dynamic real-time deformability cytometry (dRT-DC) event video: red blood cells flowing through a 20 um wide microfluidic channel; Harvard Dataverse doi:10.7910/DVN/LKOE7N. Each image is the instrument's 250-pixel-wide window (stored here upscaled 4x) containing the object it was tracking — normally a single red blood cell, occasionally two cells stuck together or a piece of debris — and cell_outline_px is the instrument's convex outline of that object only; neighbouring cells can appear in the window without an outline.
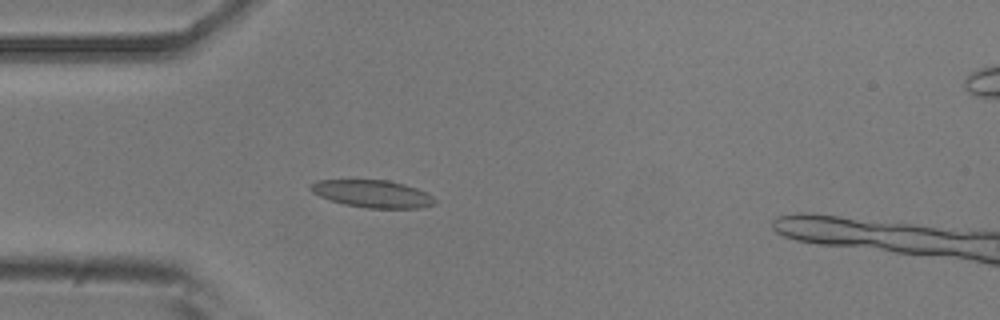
{"species": "common noctule bat (a hibernating species)", "species_latin": "Nyctalus noctula", "temperature_condition": "room temperature", "stored_images_in_passage": 4, "camera_frame_rate_fps": 3000, "um_per_image_px": 0.085, "animal": {"sex": "male", "body_mass_g": 20.5, "forearm_length_mm": 52.5}, "frame": {"image": 1, "passage_image": 4, "time_ms": 1.0, "image_size_px": [1000, 320], "cell_outline_px": [[436, 204], [420, 208], [364, 208], [344, 204], [320, 196], [312, 192], [308, 188], [308, 184], [316, 180], [388, 180], [404, 184], [416, 188], [432, 196], [436, 200]], "centroid_in_image_um": [31.64, 16.47], "position_along_channel_um": 53.4, "area_um2": 19.88}}